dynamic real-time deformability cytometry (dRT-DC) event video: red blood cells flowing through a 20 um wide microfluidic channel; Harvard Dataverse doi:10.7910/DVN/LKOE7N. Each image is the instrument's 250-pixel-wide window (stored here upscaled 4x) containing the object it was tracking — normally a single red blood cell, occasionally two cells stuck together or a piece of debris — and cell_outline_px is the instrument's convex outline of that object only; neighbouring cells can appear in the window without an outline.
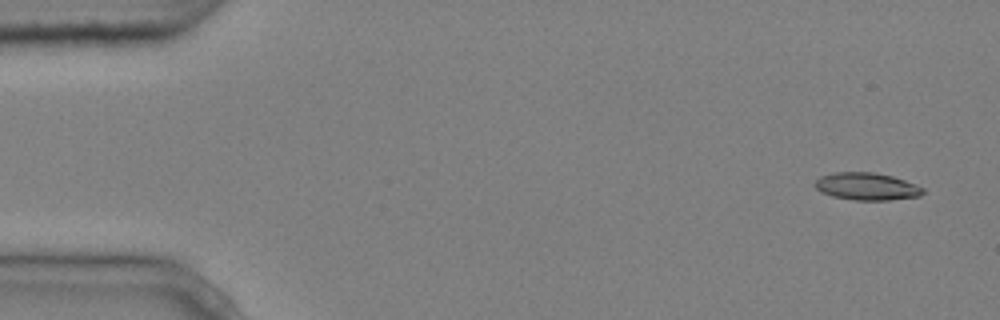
{"species": "common noctule bat (a hibernating species)", "species_latin": "Nyctalus noctula", "temperature_condition": "cold", "stored_images_in_passage": 5, "camera_frame_rate_fps": 3000, "um_per_image_px": 0.085, "animal": {"sex": "male", "body_mass_g": 20.4}, "frame": {"image": 1, "passage_image": 1, "time_ms": 0.0, "image_size_px": [1000, 320], "cell_outline_px": [[924, 192], [920, 196], [888, 200], [856, 200], [832, 196], [820, 192], [812, 184], [820, 176], [836, 172], [872, 172], [892, 176], [904, 180], [924, 188]], "centroid_in_image_um": [73.64, 15.84], "position_along_channel_um": 11.4, "area_um2": 17.22}}
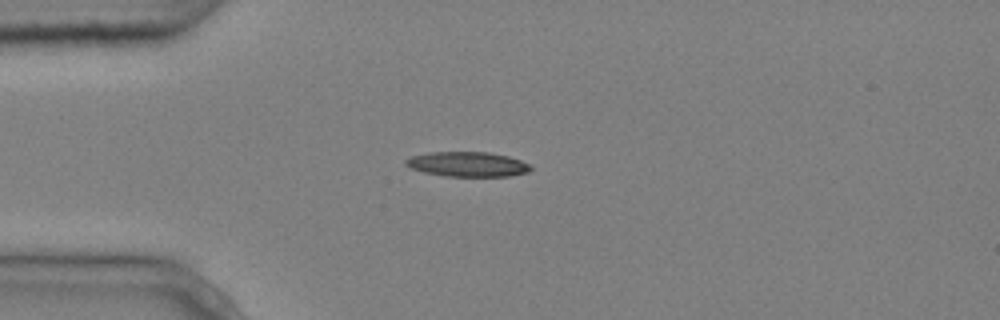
{"frame": {"image": 2, "passage_image": 4, "time_ms": 1.0, "image_size_px": [1000, 320], "cell_outline_px": [[532, 168], [528, 172], [508, 176], [444, 176], [424, 172], [412, 168], [404, 164], [404, 160], [412, 156], [428, 152], [488, 152], [508, 156], [520, 160], [528, 164]], "centroid_in_image_um": [39.72, 13.95], "position_along_channel_um": 45.3, "area_um2": 17.98}}